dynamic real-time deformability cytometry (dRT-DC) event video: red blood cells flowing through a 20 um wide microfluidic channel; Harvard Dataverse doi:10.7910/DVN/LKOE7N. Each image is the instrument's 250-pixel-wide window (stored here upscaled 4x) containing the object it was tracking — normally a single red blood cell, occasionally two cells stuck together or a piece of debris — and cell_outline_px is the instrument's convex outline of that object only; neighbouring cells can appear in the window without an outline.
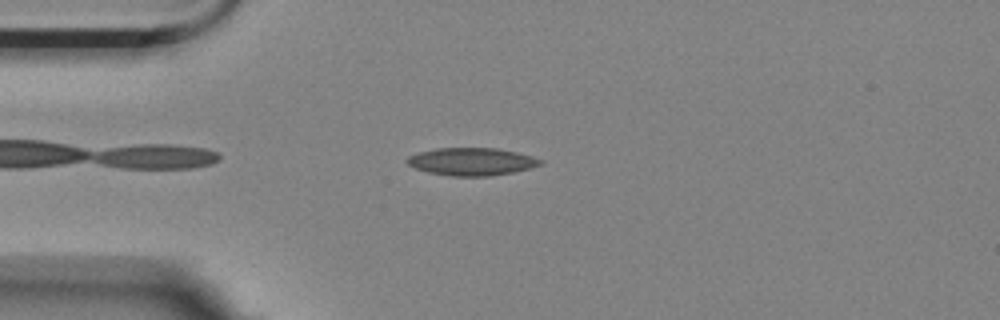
{"species": "Egyptian fruit bat (a non-hibernating species)", "species_latin": "Rousettus aegyptiacus", "temperature_condition": "room temperature", "stored_images_in_passage": 11, "camera_frame_rate_fps": 3000, "um_per_image_px": 0.085, "animal": {"sex": "female"}, "frame": {"image": 1, "passage_image": 4, "time_ms": 1.0, "image_size_px": [1000, 320], "cell_outline_px": [[544, 164], [512, 172], [488, 176], [448, 176], [428, 172], [416, 168], [408, 164], [404, 160], [408, 156], [416, 152], [436, 148], [496, 148], [516, 152], [532, 156], [544, 160]], "centroid_in_image_um": [40.06, 13.73], "position_along_channel_um": 44.9, "area_um2": 21.56}}
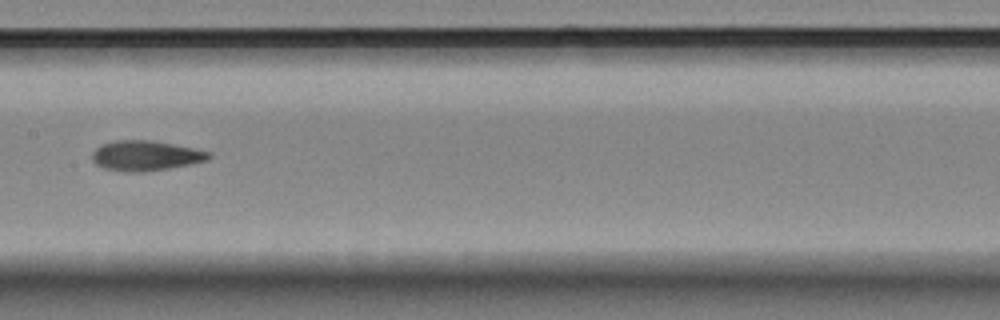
{"frame": {"image": 2, "passage_image": 8, "time_ms": 2.333, "image_size_px": [1000, 320], "cell_outline_px": [[212, 156], [208, 160], [168, 168], [140, 172], [128, 172], [104, 168], [96, 164], [92, 160], [92, 152], [100, 144], [116, 140], [148, 140], [172, 144], [212, 152]], "centroid_in_image_um": [12.35, 13.22], "position_along_channel_um": 195.0, "area_um2": 20.29}}
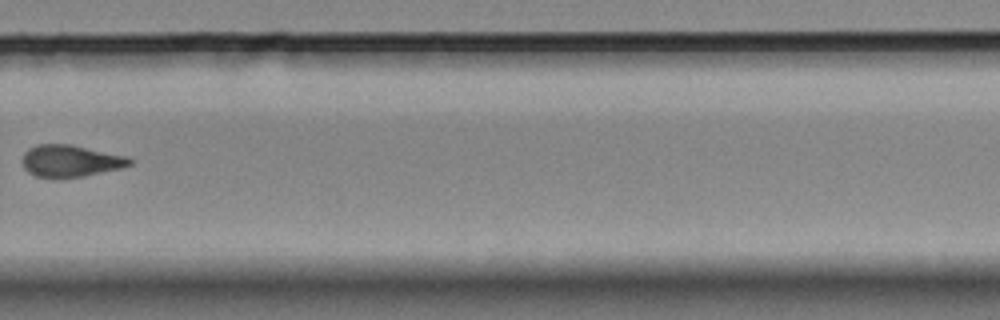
{"frame": {"image": 3, "passage_image": 11, "time_ms": 3.333, "image_size_px": [1000, 320], "cell_outline_px": [[132, 164], [120, 168], [84, 176], [56, 180], [52, 180], [36, 176], [28, 172], [24, 168], [20, 160], [24, 152], [28, 148], [36, 144], [72, 144], [124, 156], [132, 160]], "centroid_in_image_um": [5.89, 13.7], "position_along_channel_um": 323.9, "area_um2": 20.4}}